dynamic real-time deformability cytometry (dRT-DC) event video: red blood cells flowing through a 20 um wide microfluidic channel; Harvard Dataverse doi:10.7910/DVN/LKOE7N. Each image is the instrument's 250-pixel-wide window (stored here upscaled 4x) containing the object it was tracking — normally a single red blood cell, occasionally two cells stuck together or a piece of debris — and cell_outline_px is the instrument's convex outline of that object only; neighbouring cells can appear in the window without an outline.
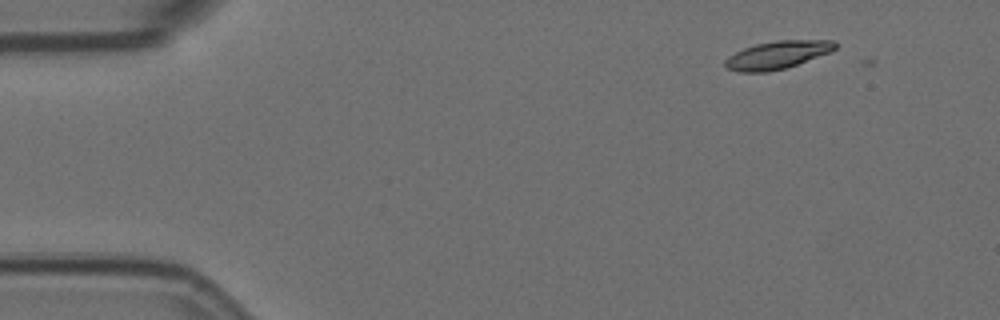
{"species": "Egyptian fruit bat (a non-hibernating species)", "species_latin": "Rousettus aegyptiacus", "temperature_condition": "room temperature", "stored_images_in_passage": 3, "camera_frame_rate_fps": 3000, "um_per_image_px": 0.085, "animal": {"sex": "female"}, "frame": {"image": 1, "passage_image": 2, "time_ms": 0.333, "image_size_px": [1000, 320], "cell_outline_px": [[836, 48], [832, 52], [784, 68], [768, 72], [740, 72], [728, 68], [724, 64], [724, 60], [728, 56], [744, 48], [756, 44], [776, 40], [836, 40]], "centroid_in_image_um": [66.09, 4.66], "position_along_channel_um": 18.9, "area_um2": 17.8}}